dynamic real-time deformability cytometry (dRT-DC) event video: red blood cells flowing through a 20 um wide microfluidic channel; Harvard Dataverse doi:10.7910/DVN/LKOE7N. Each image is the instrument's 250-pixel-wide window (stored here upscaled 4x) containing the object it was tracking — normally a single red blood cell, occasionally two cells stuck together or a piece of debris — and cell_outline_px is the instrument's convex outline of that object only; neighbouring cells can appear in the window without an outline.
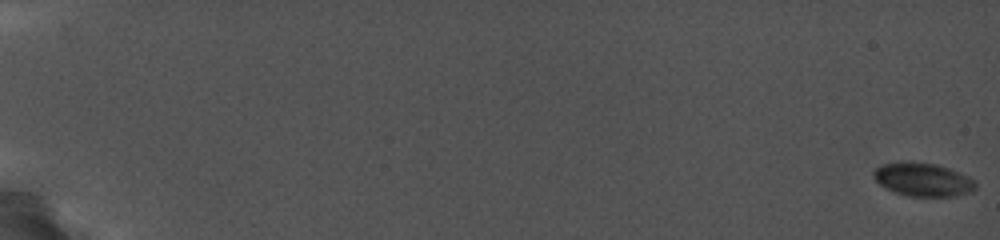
{"species": "common noctule bat (a hibernating species)", "species_latin": "Nyctalus noctula", "temperature_condition": "cold", "stored_images_in_passage": 32, "camera_frame_rate_fps": 5000, "um_per_image_px": 0.085, "animal": {"sex": "female", "body_mass_g": 19.0, "forearm_length_mm": 56.7}, "frame": {"image": 1, "passage_image": 1, "time_ms": 0.0, "image_size_px": [1000, 240], "cell_outline_px": [[976, 184], [972, 188], [964, 192], [952, 196], [908, 196], [896, 192], [880, 184], [876, 180], [876, 168], [884, 164], [932, 164], [956, 172], [972, 180]], "centroid_in_image_um": [78.41, 15.3], "position_along_channel_um": 6.6, "area_um2": 18.09}}
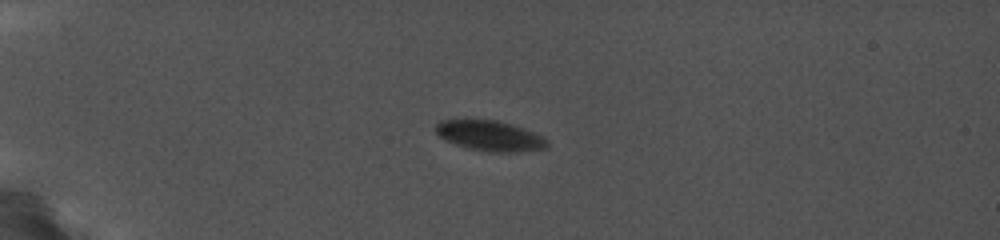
{"frame": {"image": 2, "passage_image": 12, "time_ms": 5.6, "image_size_px": [1000, 240], "cell_outline_px": [[548, 144], [544, 148], [508, 152], [488, 152], [468, 148], [456, 144], [440, 136], [436, 132], [436, 124], [440, 120], [496, 120], [532, 132], [540, 136]], "centroid_in_image_um": [41.57, 11.54], "position_along_channel_um": 43.4, "area_um2": 18.9}}
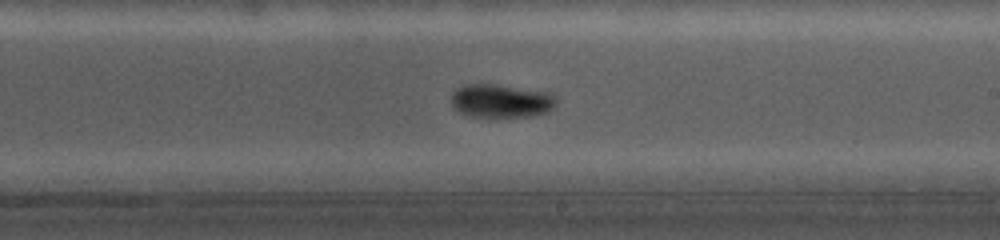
{"frame": {"image": 3, "passage_image": 30, "time_ms": 12.4, "image_size_px": [1000, 240], "cell_outline_px": [[556, 104], [548, 112], [532, 116], [504, 120], [492, 120], [464, 116], [452, 108], [452, 96], [460, 88], [504, 88], [536, 92], [552, 96], [556, 100]], "centroid_in_image_um": [42.56, 8.78], "position_along_channel_um": 246.4, "area_um2": 19.48}}